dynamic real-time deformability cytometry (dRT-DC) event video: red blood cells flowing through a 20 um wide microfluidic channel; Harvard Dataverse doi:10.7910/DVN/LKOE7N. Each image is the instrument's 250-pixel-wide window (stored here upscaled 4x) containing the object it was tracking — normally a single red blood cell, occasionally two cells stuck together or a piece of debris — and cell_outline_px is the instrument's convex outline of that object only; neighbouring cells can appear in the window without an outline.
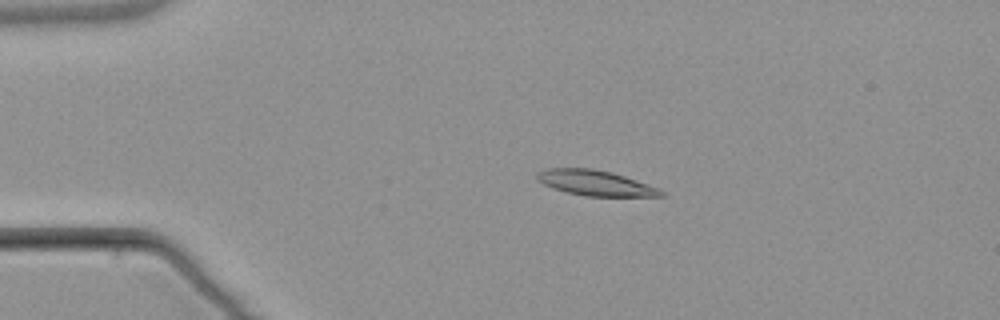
{"species": "common noctule bat (a hibernating species)", "species_latin": "Nyctalus noctula", "temperature_condition": "warm", "stored_images_in_passage": 5, "camera_frame_rate_fps": 3000, "um_per_image_px": 0.085, "animal": {"sex": "male", "body_mass_g": 21.5, "forearm_length_mm": 52.0}, "frame": {"image": 1, "passage_image": 3, "time_ms": 3.333, "image_size_px": [1000, 320], "cell_outline_px": [[668, 196], [584, 196], [552, 188], [536, 180], [536, 176], [540, 172], [548, 168], [592, 168], [612, 172], [660, 188], [668, 192]], "centroid_in_image_um": [50.67, 15.56], "position_along_channel_um": 34.3, "area_um2": 18.38}}
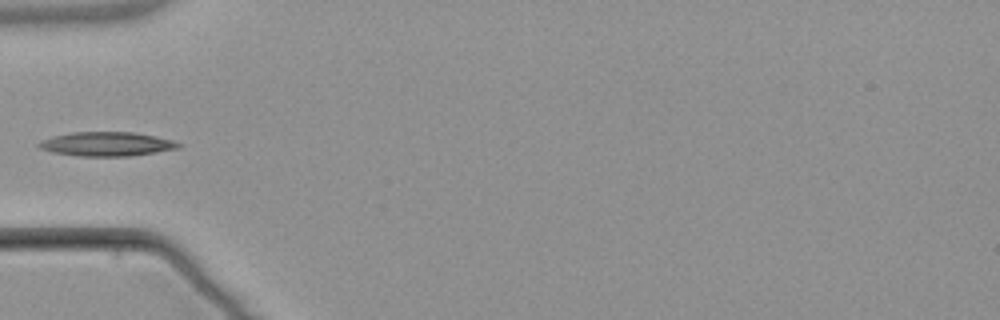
{"frame": {"image": 2, "passage_image": 5, "time_ms": 5.667, "image_size_px": [1000, 320], "cell_outline_px": [[184, 144], [180, 148], [132, 156], [76, 156], [52, 152], [40, 148], [36, 144], [40, 140], [52, 136], [72, 132], [132, 132], [156, 136], [172, 140]], "centroid_in_image_um": [9.07, 12.24], "position_along_channel_um": 75.9, "area_um2": 19.83}}